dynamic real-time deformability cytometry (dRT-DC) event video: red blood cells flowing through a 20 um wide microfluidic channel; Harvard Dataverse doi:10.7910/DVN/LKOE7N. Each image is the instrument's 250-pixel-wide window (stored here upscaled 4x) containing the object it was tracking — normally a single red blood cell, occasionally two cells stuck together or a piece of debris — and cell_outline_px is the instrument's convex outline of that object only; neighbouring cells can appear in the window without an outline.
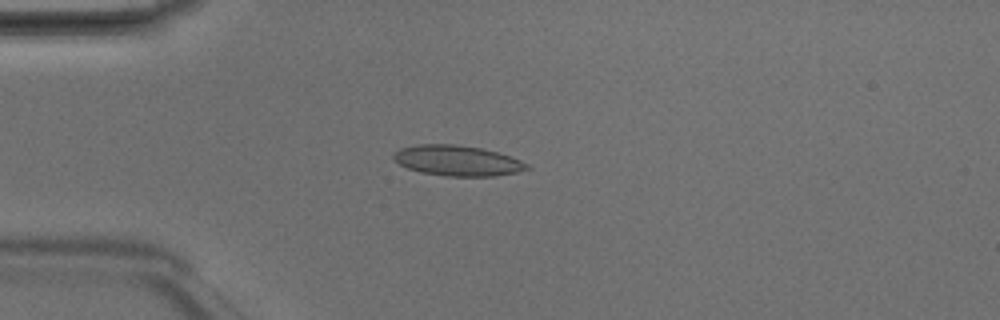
{"species": "Egyptian fruit bat (a non-hibernating species)", "species_latin": "Rousettus aegyptiacus", "temperature_condition": "room temperature", "stored_images_in_passage": 2, "camera_frame_rate_fps": 3000, "um_per_image_px": 0.085, "animal": {"sex": "male"}, "frame": {"image": 1, "passage_image": 1, "time_ms": 0.0, "image_size_px": [1000, 320], "cell_outline_px": [[532, 168], [516, 172], [496, 176], [444, 176], [420, 172], [408, 168], [400, 164], [392, 156], [400, 148], [420, 144], [456, 144], [480, 148], [496, 152], [520, 160], [528, 164]], "centroid_in_image_um": [38.88, 13.66], "position_along_channel_um": 46.1, "area_um2": 23.47}}